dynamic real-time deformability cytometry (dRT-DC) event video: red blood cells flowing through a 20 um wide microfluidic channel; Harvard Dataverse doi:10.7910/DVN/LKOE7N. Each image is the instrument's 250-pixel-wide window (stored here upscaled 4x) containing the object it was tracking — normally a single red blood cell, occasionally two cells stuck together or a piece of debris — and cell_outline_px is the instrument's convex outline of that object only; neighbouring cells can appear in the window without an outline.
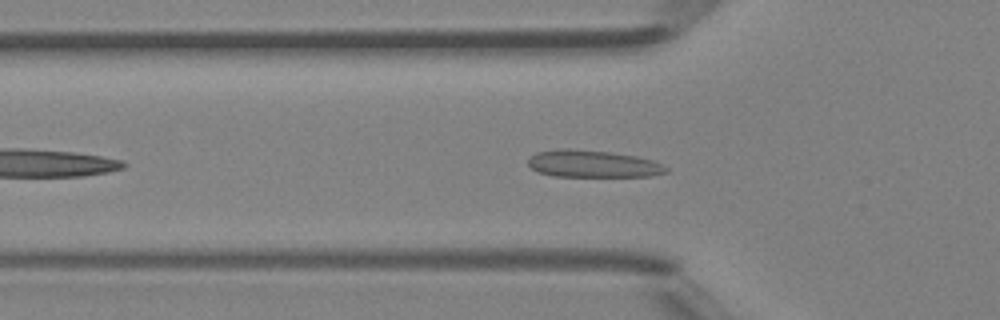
{"species": "Egyptian fruit bat (a non-hibernating species)", "species_latin": "Rousettus aegyptiacus", "temperature_condition": "room temperature", "stored_images_in_passage": 36, "camera_frame_rate_fps": 3000, "um_per_image_px": 0.085, "animal": {"sex": "female"}, "frame": {"image": 1, "passage_image": 5, "time_ms": 1.333, "image_size_px": [1000, 320], "cell_outline_px": [[668, 172], [652, 176], [552, 176], [536, 172], [528, 164], [528, 160], [536, 152], [564, 148], [568, 148], [608, 152], [636, 156], [652, 160], [668, 168]], "centroid_in_image_um": [50.37, 13.93], "position_along_channel_um": 75.4, "area_um2": 21.73}}
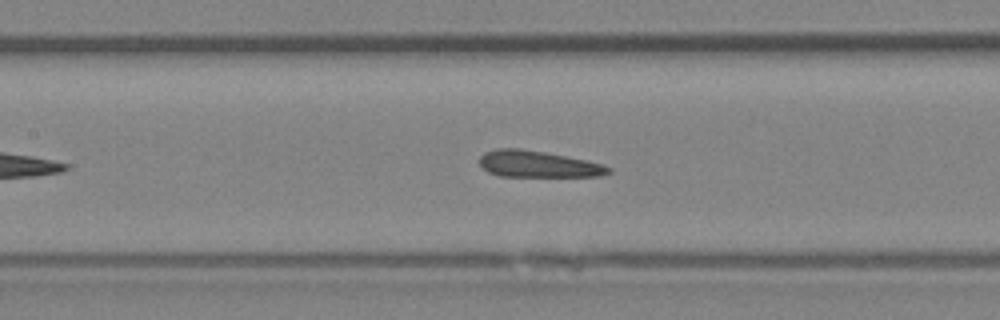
{"frame": {"image": 2, "passage_image": 11, "time_ms": 3.333, "image_size_px": [1000, 320], "cell_outline_px": [[612, 172], [600, 176], [500, 176], [488, 172], [480, 164], [480, 156], [484, 152], [496, 148], [520, 148], [544, 152], [604, 164], [612, 168]], "centroid_in_image_um": [45.72, 13.95], "position_along_channel_um": 161.7, "area_um2": 19.83}}
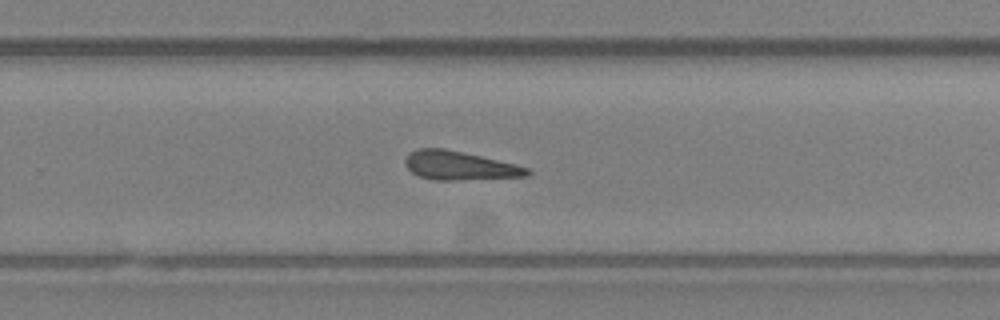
{"frame": {"image": 3, "passage_image": 20, "time_ms": 6.333, "image_size_px": [1000, 320], "cell_outline_px": [[532, 172], [528, 176], [452, 180], [432, 180], [420, 176], [412, 172], [404, 164], [404, 160], [412, 152], [420, 148], [444, 148], [480, 156], [528, 168]], "centroid_in_image_um": [39.02, 14.08], "position_along_channel_um": 290.8, "area_um2": 20.0}, "authors_computed_cell_mechanics": {"area_um2": 20.3167, "velocity_mm_per_s": 4.312, "shape_relaxation_time_tau1_ms": null, "shape_relaxation_time_tau2_ms": 1.1829, "deformation_change_tau1": null, "deformation_change_tau2": 0.0696}}